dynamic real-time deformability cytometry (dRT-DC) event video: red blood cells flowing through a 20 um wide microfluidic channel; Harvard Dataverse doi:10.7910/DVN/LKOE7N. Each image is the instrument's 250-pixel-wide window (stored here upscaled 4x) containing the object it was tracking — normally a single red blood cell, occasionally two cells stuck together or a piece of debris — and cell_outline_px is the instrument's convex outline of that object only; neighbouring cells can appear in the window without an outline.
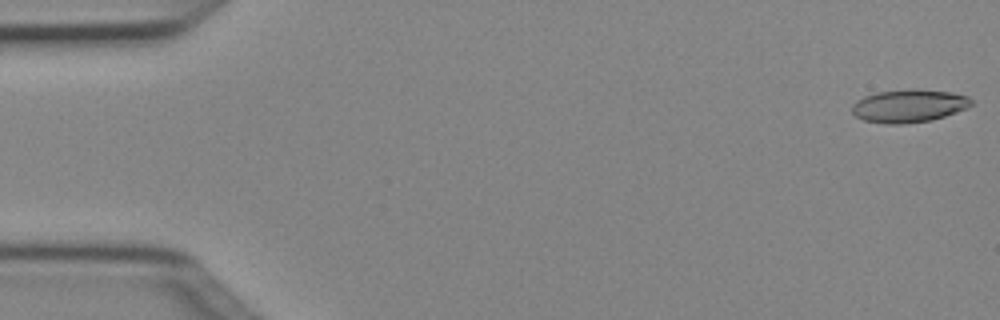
{"species": "Egyptian fruit bat (a non-hibernating species)", "species_latin": "Rousettus aegyptiacus", "temperature_condition": "cold", "stored_images_in_passage": 4, "camera_frame_rate_fps": 3000, "um_per_image_px": 0.085, "animal": {"sex": "female"}, "frame": {"image": 1, "passage_image": 1, "time_ms": 0.0, "image_size_px": [1000, 320], "cell_outline_px": [[972, 104], [968, 108], [932, 120], [900, 124], [884, 124], [864, 120], [856, 116], [852, 112], [852, 104], [856, 100], [864, 96], [876, 92], [916, 88], [952, 92], [968, 96], [972, 100]], "centroid_in_image_um": [77.26, 8.99], "position_along_channel_um": 7.7, "area_um2": 23.12}}
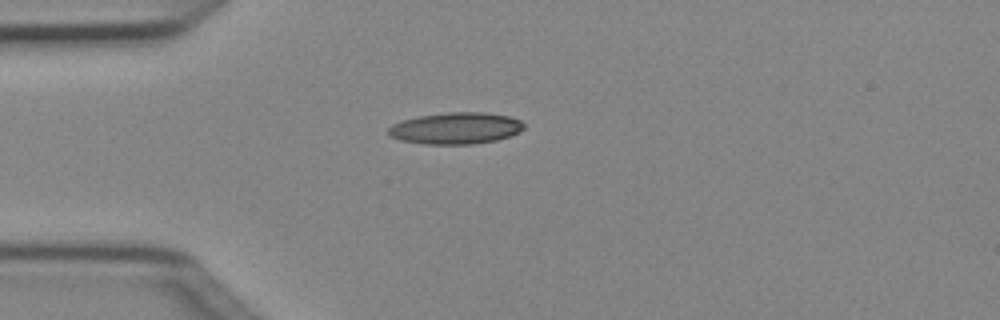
{"frame": {"image": 2, "passage_image": 3, "time_ms": 0.667, "image_size_px": [1000, 320], "cell_outline_px": [[524, 128], [520, 132], [496, 140], [472, 144], [424, 144], [400, 140], [388, 136], [388, 128], [392, 124], [404, 120], [420, 116], [448, 112], [484, 112], [508, 116], [520, 120], [524, 124]], "centroid_in_image_um": [38.73, 10.9], "position_along_channel_um": 46.3, "area_um2": 24.91}}